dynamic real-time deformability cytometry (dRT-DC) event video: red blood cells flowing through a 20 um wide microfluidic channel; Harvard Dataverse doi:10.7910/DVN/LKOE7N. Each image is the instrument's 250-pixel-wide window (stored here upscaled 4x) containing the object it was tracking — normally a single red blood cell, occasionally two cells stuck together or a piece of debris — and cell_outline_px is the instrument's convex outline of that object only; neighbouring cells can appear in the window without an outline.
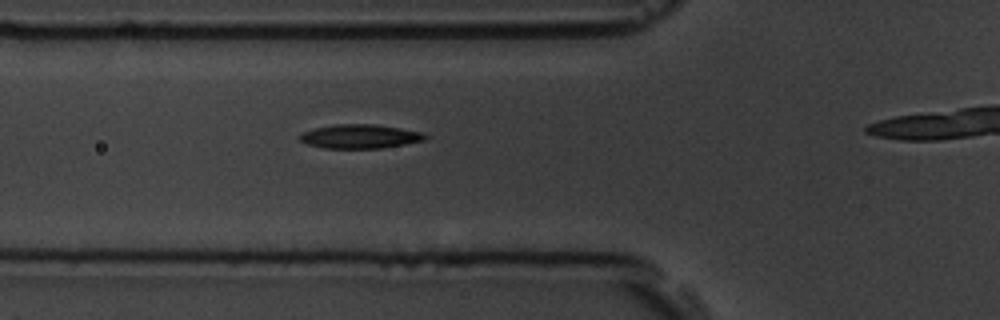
{"species": "common noctule bat (a hibernating species)", "species_latin": "Nyctalus noctula", "temperature_condition": "room temperature", "stored_images_in_passage": 6, "camera_frame_rate_fps": 3000, "um_per_image_px": 0.085, "animal": {"sex": "male", "body_mass_g": 19.5, "forearm_length_mm": 54.6}, "frame": {"image": 1, "passage_image": 5, "time_ms": 4.333, "image_size_px": [1000, 320], "cell_outline_px": [[428, 136], [424, 140], [404, 144], [380, 148], [324, 148], [308, 144], [300, 140], [300, 132], [316, 128], [336, 124], [376, 124], [424, 132]], "centroid_in_image_um": [30.61, 11.59], "position_along_channel_um": 95.2, "area_um2": 17.46}}